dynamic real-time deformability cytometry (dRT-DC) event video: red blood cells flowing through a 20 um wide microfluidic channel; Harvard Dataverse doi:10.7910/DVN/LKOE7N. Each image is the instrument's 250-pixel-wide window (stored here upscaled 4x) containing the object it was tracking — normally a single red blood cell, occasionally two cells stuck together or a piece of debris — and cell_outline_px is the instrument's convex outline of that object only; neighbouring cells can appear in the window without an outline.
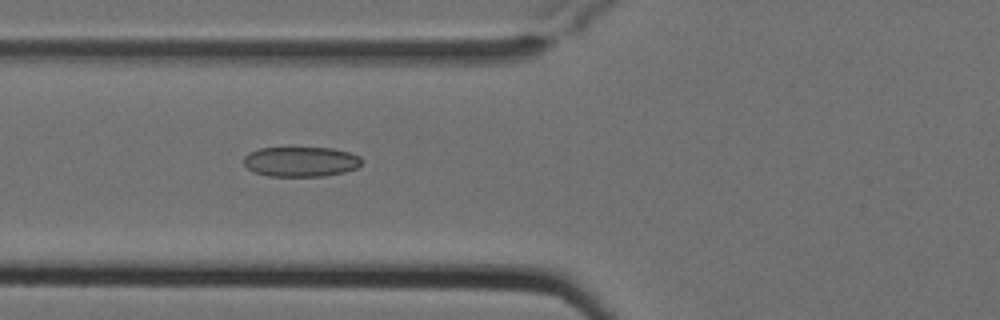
{"species": "Egyptian fruit bat (a non-hibernating species)", "species_latin": "Rousettus aegyptiacus", "temperature_condition": "cold", "stored_images_in_passage": 2, "camera_frame_rate_fps": 3000, "um_per_image_px": 0.085, "animal": {"sex": "female"}, "frame": {"image": 1, "passage_image": 2, "time_ms": 0.333, "image_size_px": [1000, 320], "cell_outline_px": [[364, 160], [356, 168], [344, 172], [324, 176], [268, 176], [252, 172], [244, 164], [244, 156], [248, 152], [260, 148], [332, 148], [348, 152], [360, 156]], "centroid_in_image_um": [25.56, 13.74], "position_along_channel_um": 100.2, "area_um2": 20.69}}